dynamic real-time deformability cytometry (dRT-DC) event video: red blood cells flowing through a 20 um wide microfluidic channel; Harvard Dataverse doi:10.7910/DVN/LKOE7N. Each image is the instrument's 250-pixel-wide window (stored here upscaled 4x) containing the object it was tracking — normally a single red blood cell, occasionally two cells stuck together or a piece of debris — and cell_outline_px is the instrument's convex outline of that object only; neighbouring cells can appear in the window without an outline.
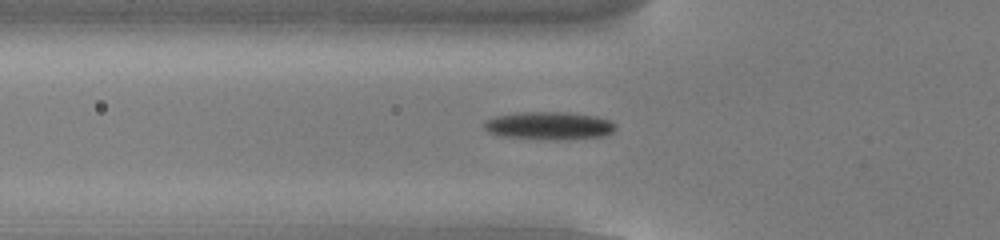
{"species": "common noctule bat (a hibernating species)", "species_latin": "Nyctalus noctula", "temperature_condition": "cold", "stored_images_in_passage": 54, "camera_frame_rate_fps": 3000, "um_per_image_px": 0.085, "animal": {"sex": "male", "body_mass_g": 13.0, "forearm_length_mm": 53.1}, "frame": {"image": 1, "passage_image": 19, "time_ms": 6.0, "image_size_px": [1000, 240], "cell_outline_px": [[616, 128], [612, 132], [604, 136], [500, 136], [488, 132], [484, 128], [484, 120], [496, 116], [516, 112], [568, 112], [596, 116], [608, 120], [616, 124]], "centroid_in_image_um": [46.62, 10.6], "position_along_channel_um": 79.2, "area_um2": 19.94}}
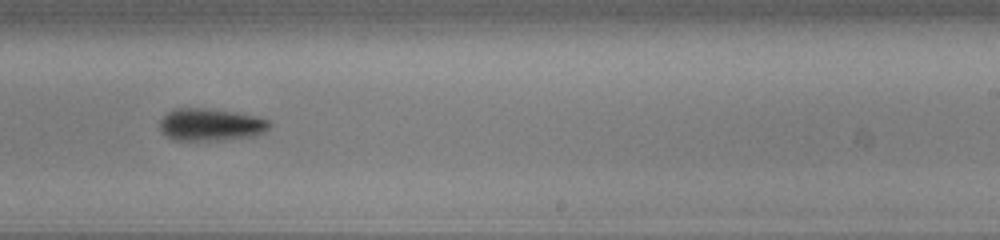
{"frame": {"image": 2, "passage_image": 34, "time_ms": 11.0, "image_size_px": [1000, 240], "cell_outline_px": [[272, 124], [264, 132], [256, 136], [220, 140], [172, 140], [160, 132], [160, 120], [168, 112], [176, 108], [204, 108], [236, 112], [256, 116], [268, 120]], "centroid_in_image_um": [17.9, 10.6], "position_along_channel_um": 271.1, "area_um2": 20.81}}
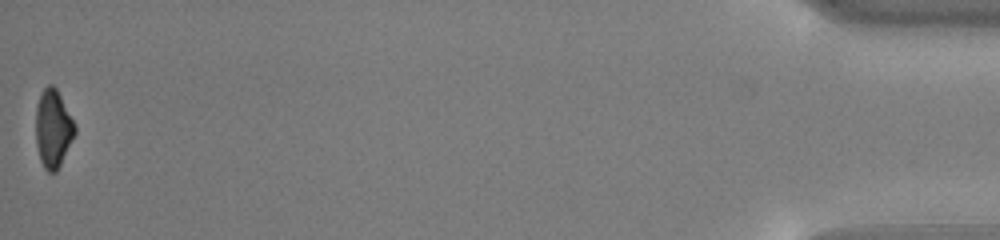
{"frame": {"image": 3, "passage_image": 54, "time_ms": 17.667, "image_size_px": [1000, 240], "cell_outline_px": [[76, 132], [56, 172], [48, 172], [44, 168], [40, 160], [36, 144], [36, 108], [40, 96], [44, 88], [48, 84], [52, 84], [56, 88], [76, 124]], "centroid_in_image_um": [4.51, 10.93], "position_along_channel_um": 430.7, "area_um2": 17.63}, "authors_computed_cell_mechanics": {"area_um2": 19.2763, "velocity_mm_per_s": 3.8429, "shape_relaxation_time_tau1_ms": 2.0975, "shape_relaxation_time_tau2_ms": null, "deformation_change_tau1": 0.1268, "deformation_change_tau2": null}}